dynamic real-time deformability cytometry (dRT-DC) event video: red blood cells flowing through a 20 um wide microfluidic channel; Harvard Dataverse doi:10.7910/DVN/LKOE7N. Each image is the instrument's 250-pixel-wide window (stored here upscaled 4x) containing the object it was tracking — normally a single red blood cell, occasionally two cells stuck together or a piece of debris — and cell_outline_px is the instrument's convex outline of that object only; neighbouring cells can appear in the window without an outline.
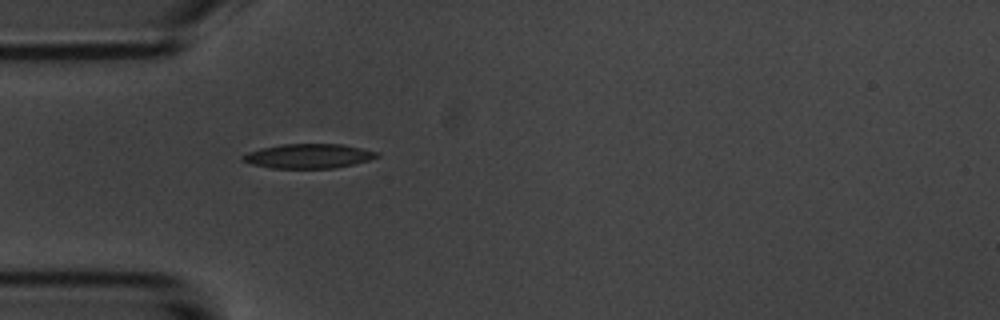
{"species": "common noctule bat (a hibernating species)", "species_latin": "Nyctalus noctula", "temperature_condition": "room temperature", "stored_images_in_passage": 2, "camera_frame_rate_fps": 3000, "um_per_image_px": 0.085, "animal": {"sex": "male", "body_mass_g": 20.1, "forearm_length_mm": 53.5}, "frame": {"image": 1, "passage_image": 2, "time_ms": 1.333, "image_size_px": [1000, 320], "cell_outline_px": [[380, 156], [368, 160], [352, 164], [332, 168], [272, 168], [252, 164], [240, 160], [240, 156], [248, 152], [260, 148], [284, 144], [344, 144], [380, 152]], "centroid_in_image_um": [26.21, 13.26], "position_along_channel_um": 58.8, "area_um2": 19.13}}